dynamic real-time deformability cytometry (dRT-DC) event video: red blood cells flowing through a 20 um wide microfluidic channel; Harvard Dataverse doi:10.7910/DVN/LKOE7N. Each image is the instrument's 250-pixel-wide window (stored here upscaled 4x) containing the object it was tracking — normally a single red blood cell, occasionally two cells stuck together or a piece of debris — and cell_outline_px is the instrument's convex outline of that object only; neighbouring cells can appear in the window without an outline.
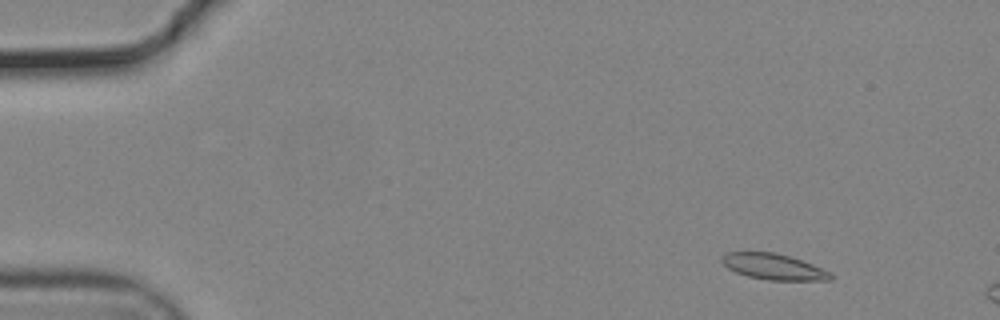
{"species": "common noctule bat (a hibernating species)", "species_latin": "Nyctalus noctula", "temperature_condition": "cold", "stored_images_in_passage": 11, "camera_frame_rate_fps": 3000, "um_per_image_px": 0.085, "animal": {"sex": "male", "body_mass_g": 19.2, "forearm_length_mm": 51.8}, "frame": {"image": 1, "passage_image": 5, "time_ms": 1.333, "image_size_px": [1000, 320], "cell_outline_px": [[832, 280], [768, 280], [748, 276], [736, 272], [728, 268], [720, 260], [720, 256], [728, 252], [776, 252], [812, 264], [832, 272]], "centroid_in_image_um": [65.74, 22.67], "position_along_channel_um": 19.3, "area_um2": 16.36}}